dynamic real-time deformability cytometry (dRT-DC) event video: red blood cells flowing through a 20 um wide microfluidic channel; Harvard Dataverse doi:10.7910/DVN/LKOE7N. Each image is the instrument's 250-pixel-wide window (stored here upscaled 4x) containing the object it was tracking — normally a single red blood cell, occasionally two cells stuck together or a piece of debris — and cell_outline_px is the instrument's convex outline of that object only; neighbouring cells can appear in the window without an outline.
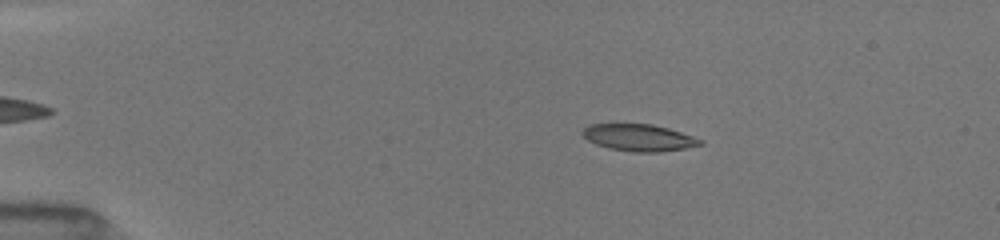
{"species": "common noctule bat (a hibernating species)", "species_latin": "Nyctalus noctula", "temperature_condition": "room temperature", "stored_images_in_passage": 51, "camera_frame_rate_fps": 3000, "um_per_image_px": 0.085, "animal": {"sex": "female", "body_mass_g": 19.5, "forearm_length_mm": 54.1}, "frame": {"image": 1, "passage_image": 10, "time_ms": 3.0, "image_size_px": [1000, 240], "cell_outline_px": [[704, 144], [684, 148], [660, 152], [632, 152], [608, 148], [596, 144], [588, 140], [580, 132], [584, 128], [592, 124], [652, 124], [668, 128], [704, 140]], "centroid_in_image_um": [54.31, 11.7], "position_along_channel_um": 30.7, "area_um2": 18.38}}
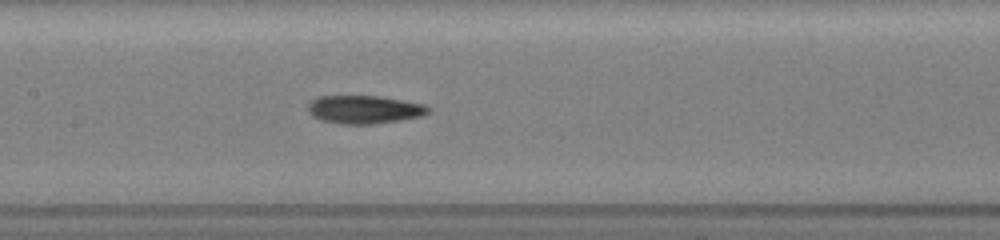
{"frame": {"image": 2, "passage_image": 26, "time_ms": 8.333, "image_size_px": [1000, 240], "cell_outline_px": [[432, 108], [428, 112], [420, 116], [400, 120], [372, 124], [340, 124], [320, 120], [312, 116], [308, 112], [308, 104], [312, 100], [320, 96], [380, 96], [404, 100], [424, 104]], "centroid_in_image_um": [30.95, 9.31], "position_along_channel_um": 176.4, "area_um2": 19.83}}
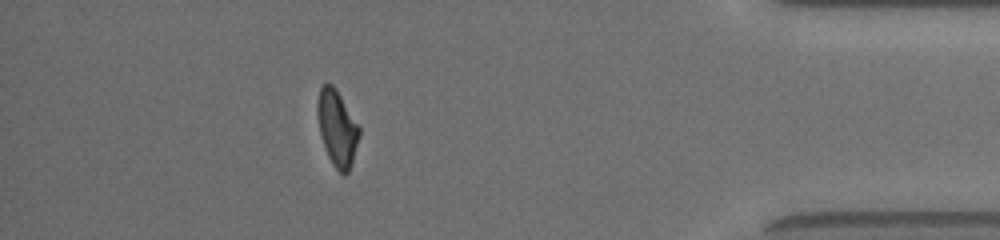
{"frame": {"image": 3, "passage_image": 46, "time_ms": 15.0, "image_size_px": [1000, 240], "cell_outline_px": [[360, 136], [348, 172], [344, 176], [332, 164], [328, 156], [320, 136], [316, 112], [316, 104], [320, 88], [324, 84], [332, 84], [336, 88], [360, 128]], "centroid_in_image_um": [28.63, 10.88], "position_along_channel_um": 406.6, "area_um2": 18.44}, "authors_computed_cell_mechanics": {"area_um2": 19.1318, "velocity_mm_per_s": 4.0433, "shape_relaxation_time_tau1_ms": null, "shape_relaxation_time_tau2_ms": 2.9244, "deformation_change_tau1": null, "deformation_change_tau2": 0.1062}}